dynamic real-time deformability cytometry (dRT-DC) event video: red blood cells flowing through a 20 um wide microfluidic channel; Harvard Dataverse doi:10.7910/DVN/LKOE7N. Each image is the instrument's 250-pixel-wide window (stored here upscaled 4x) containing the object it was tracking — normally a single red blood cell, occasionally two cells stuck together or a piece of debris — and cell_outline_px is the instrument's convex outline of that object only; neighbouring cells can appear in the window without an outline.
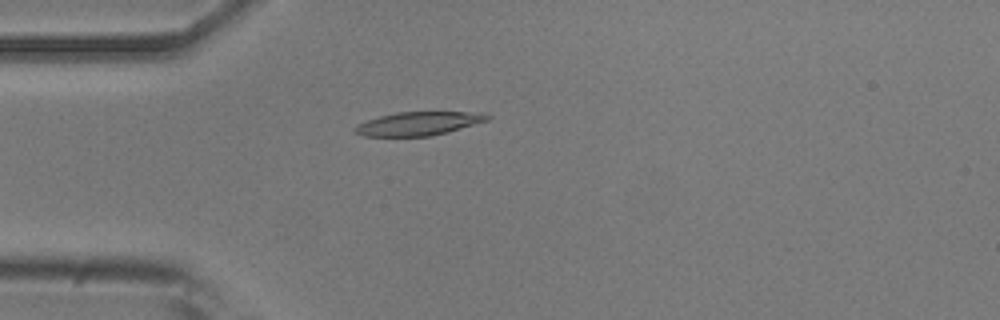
{"species": "common noctule bat (a hibernating species)", "species_latin": "Nyctalus noctula", "temperature_condition": "room temperature", "stored_images_in_passage": 47, "camera_frame_rate_fps": 3000, "um_per_image_px": 0.085, "animal": {"sex": "male", "body_mass_g": 20.5, "forearm_length_mm": 52.5}, "frame": {"image": 1, "passage_image": 8, "time_ms": 2.333, "image_size_px": [1000, 320], "cell_outline_px": [[492, 116], [488, 120], [448, 132], [428, 136], [364, 136], [352, 132], [352, 128], [356, 124], [380, 116], [396, 112], [480, 112]], "centroid_in_image_um": [35.53, 10.5], "position_along_channel_um": 49.5, "area_um2": 18.21}}
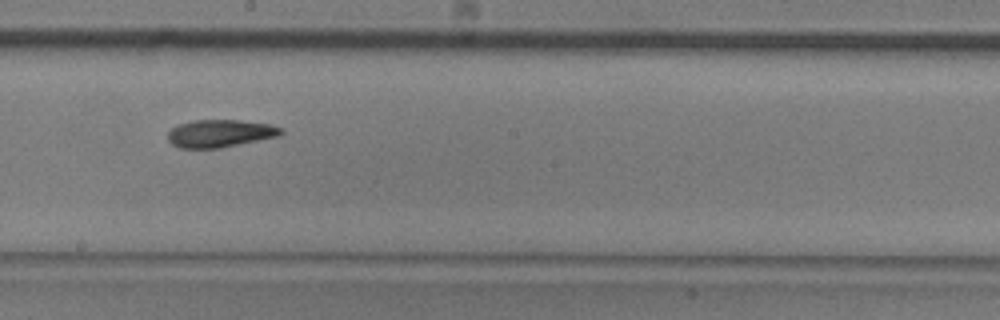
{"frame": {"image": 2, "passage_image": 23, "time_ms": 7.333, "image_size_px": [1000, 320], "cell_outline_px": [[284, 132], [280, 136], [220, 148], [180, 148], [172, 144], [168, 140], [168, 132], [176, 124], [192, 120], [240, 120], [272, 124], [284, 128]], "centroid_in_image_um": [18.73, 11.33], "position_along_channel_um": 229.5, "area_um2": 18.5}}
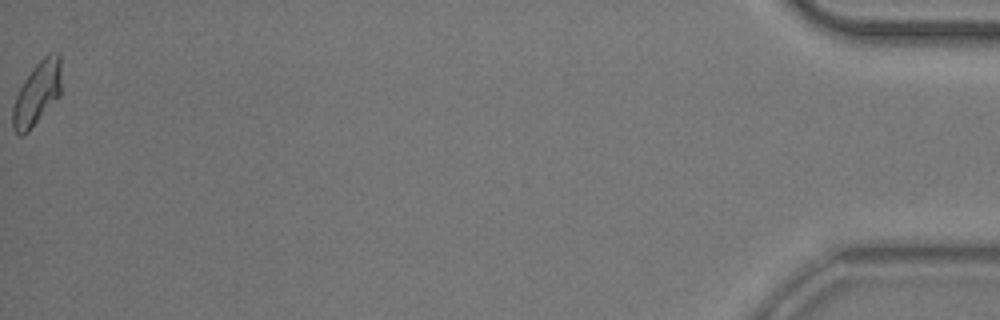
{"frame": {"image": 3, "passage_image": 47, "time_ms": 15.333, "image_size_px": [1000, 320], "cell_outline_px": [[60, 96], [28, 132], [24, 136], [20, 136], [12, 128], [12, 108], [16, 96], [24, 80], [36, 64], [48, 52], [60, 52]], "centroid_in_image_um": [3.15, 7.95], "position_along_channel_um": 432.1, "area_um2": 17.98}, "authors_computed_cell_mechanics": {"area_um2": 18.2648, "velocity_mm_per_s": 3.8043, "shape_relaxation_time_tau1_ms": 7.5905, "shape_relaxation_time_tau2_ms": 5.24, "deformation_change_tau1": 0.1818, "deformation_change_tau2": 0.1126}}